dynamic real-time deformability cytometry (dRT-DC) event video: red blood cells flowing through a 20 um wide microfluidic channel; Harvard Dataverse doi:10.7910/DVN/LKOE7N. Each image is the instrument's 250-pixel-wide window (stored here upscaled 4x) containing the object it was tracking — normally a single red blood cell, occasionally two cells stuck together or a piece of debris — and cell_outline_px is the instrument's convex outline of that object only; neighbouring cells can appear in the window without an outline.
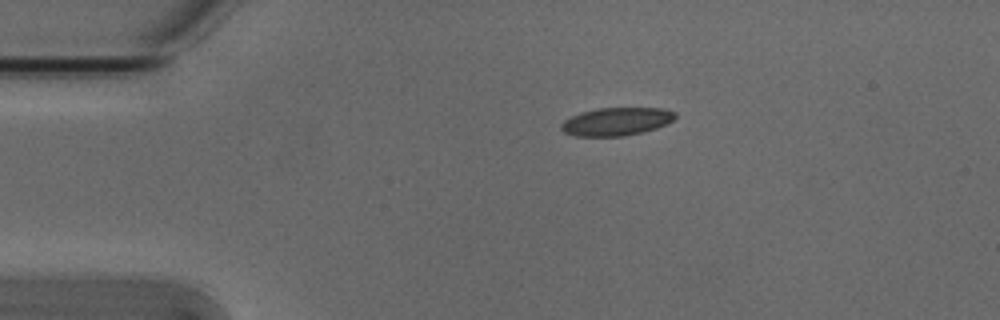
{"species": "Egyptian fruit bat (a non-hibernating species)", "species_latin": "Rousettus aegyptiacus", "temperature_condition": "cold", "stored_images_in_passage": 3, "camera_frame_rate_fps": 3000, "um_per_image_px": 0.085, "animal": {"sex": "male"}, "frame": {"image": 1, "passage_image": 1, "time_ms": 0.0, "image_size_px": [1000, 320], "cell_outline_px": [[676, 116], [668, 124], [644, 132], [624, 136], [576, 136], [564, 132], [560, 128], [560, 124], [564, 120], [580, 112], [596, 108], [664, 108], [676, 112]], "centroid_in_image_um": [52.4, 10.33], "position_along_channel_um": 32.6, "area_um2": 18.79}}
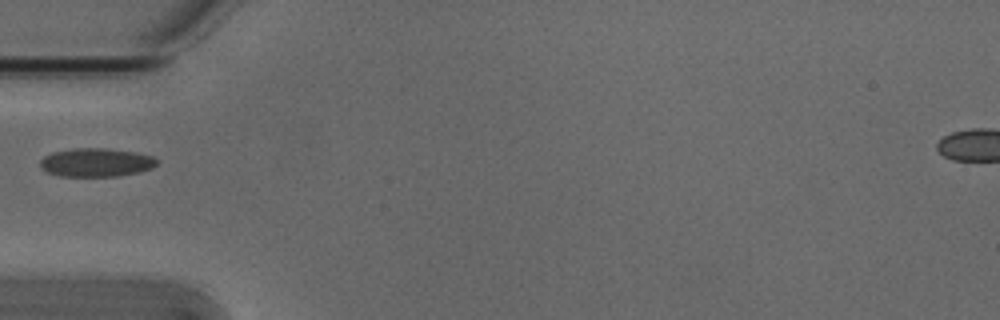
{"frame": {"image": 2, "passage_image": 3, "time_ms": 0.667, "image_size_px": [1000, 320], "cell_outline_px": [[160, 160], [152, 168], [140, 172], [120, 176], [60, 176], [48, 172], [40, 168], [40, 160], [44, 156], [52, 152], [72, 148], [104, 148], [136, 152], [152, 156]], "centroid_in_image_um": [8.18, 13.8], "position_along_channel_um": 76.8, "area_um2": 19.59}}